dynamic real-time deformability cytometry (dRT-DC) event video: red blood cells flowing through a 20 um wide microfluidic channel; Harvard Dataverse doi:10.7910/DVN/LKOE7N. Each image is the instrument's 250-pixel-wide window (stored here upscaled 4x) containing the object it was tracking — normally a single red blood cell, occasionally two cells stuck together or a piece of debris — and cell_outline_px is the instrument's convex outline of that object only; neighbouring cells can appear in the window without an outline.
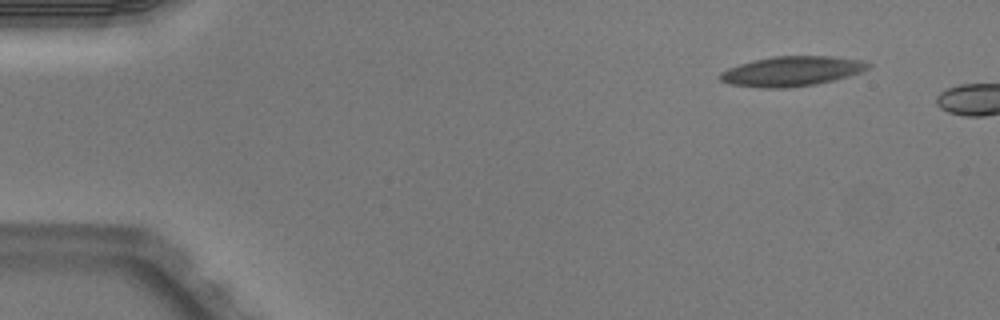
{"species": "Egyptian fruit bat (a non-hibernating species)", "species_latin": "Rousettus aegyptiacus", "temperature_condition": "warm", "stored_images_in_passage": 2, "camera_frame_rate_fps": 3000, "um_per_image_px": 0.085, "animal": {"sex": "male"}, "frame": {"image": 1, "passage_image": 1, "time_ms": 0.0, "image_size_px": [1000, 320], "cell_outline_px": [[872, 64], [868, 68], [860, 72], [848, 76], [816, 84], [788, 88], [760, 88], [728, 84], [720, 80], [720, 72], [728, 68], [752, 60], [772, 56], [832, 56], [864, 60]], "centroid_in_image_um": [67.28, 6.05], "position_along_channel_um": 17.7, "area_um2": 25.89}}